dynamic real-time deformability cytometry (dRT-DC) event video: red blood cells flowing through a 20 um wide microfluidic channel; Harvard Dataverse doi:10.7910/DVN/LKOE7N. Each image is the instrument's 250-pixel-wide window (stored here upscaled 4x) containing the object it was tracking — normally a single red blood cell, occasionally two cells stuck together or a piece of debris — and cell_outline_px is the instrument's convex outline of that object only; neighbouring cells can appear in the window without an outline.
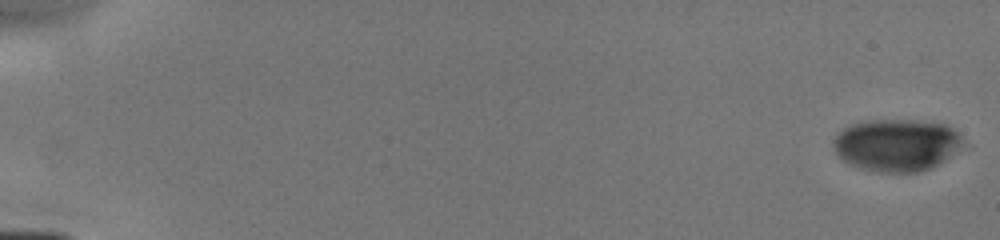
{"species": "human", "species_latin": "Homo sapiens", "temperature_condition": "cold", "stored_images_in_passage": 30, "camera_frame_rate_fps": 3000, "um_per_image_px": 0.085, "donor": {"sex": "male"}, "frame": {"image": 1, "passage_image": 1, "time_ms": 0.0, "image_size_px": [1000, 240], "cell_outline_px": [[972, 144], [968, 148], [928, 168], [916, 172], [876, 172], [860, 168], [848, 164], [836, 152], [832, 144], [836, 136], [844, 128], [852, 124], [868, 120], [916, 120], [944, 124], [952, 128]], "centroid_in_image_um": [76.32, 12.32], "position_along_channel_um": 8.7, "area_um2": 40.06}}
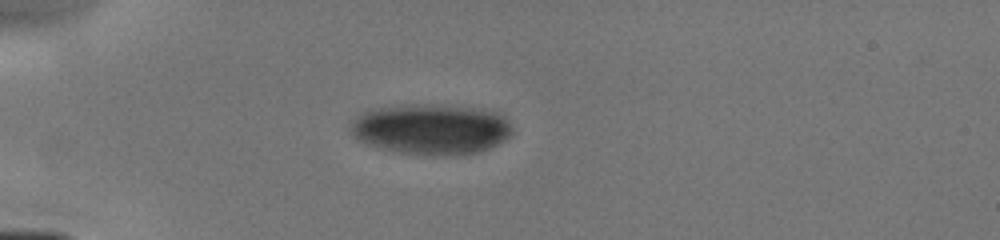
{"frame": {"image": 2, "passage_image": 20, "time_ms": 4.667, "image_size_px": [1000, 240], "cell_outline_px": [[512, 132], [504, 140], [480, 152], [452, 156], [444, 156], [396, 152], [376, 148], [356, 140], [352, 136], [348, 128], [352, 120], [360, 112], [372, 108], [400, 104], [432, 104], [488, 108], [504, 112], [512, 128]], "centroid_in_image_um": [36.62, 10.95], "position_along_channel_um": 48.4, "area_um2": 49.19}}
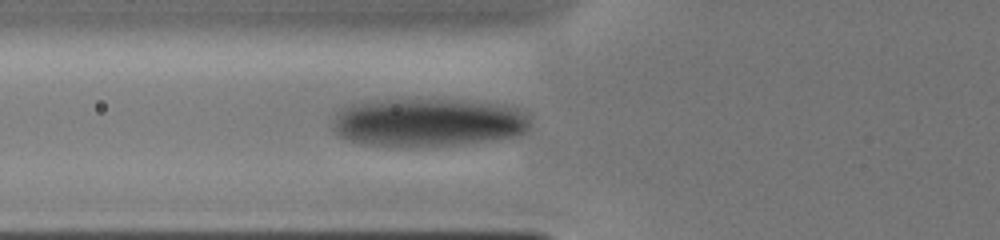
{"frame": {"image": 3, "passage_image": 28, "time_ms": 6.333, "image_size_px": [1000, 240], "cell_outline_px": [[532, 124], [524, 132], [516, 136], [496, 140], [460, 144], [364, 144], [348, 140], [340, 136], [332, 128], [332, 120], [336, 112], [340, 108], [352, 104], [380, 100], [468, 100], [500, 104], [516, 108], [528, 112], [532, 116]], "centroid_in_image_um": [36.46, 10.37], "position_along_channel_um": 89.3, "area_um2": 55.31}}